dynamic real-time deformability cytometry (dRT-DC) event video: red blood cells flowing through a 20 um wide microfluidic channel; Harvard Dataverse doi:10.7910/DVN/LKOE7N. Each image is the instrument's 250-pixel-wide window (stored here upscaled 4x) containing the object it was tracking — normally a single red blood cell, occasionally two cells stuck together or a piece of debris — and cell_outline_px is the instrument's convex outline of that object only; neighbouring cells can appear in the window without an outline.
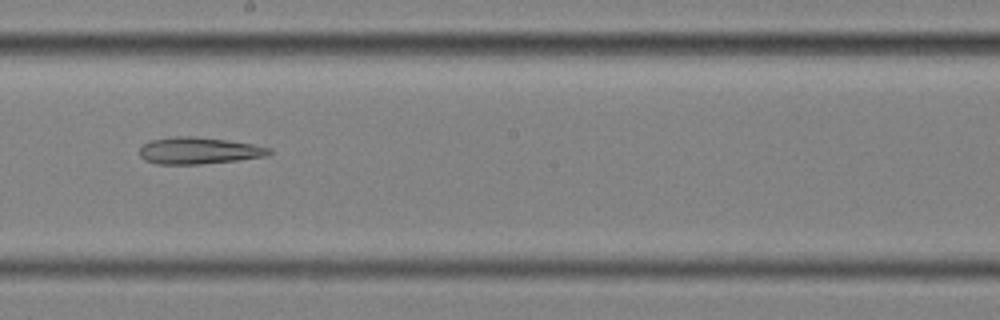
{"species": "common noctule bat (a hibernating species)", "species_latin": "Nyctalus noctula", "temperature_condition": "cold", "stored_images_in_passage": 10, "camera_frame_rate_fps": 3000, "um_per_image_px": 0.085, "animal": {"sex": "female", "body_mass_g": 25.1}, "frame": {"image": 1, "passage_image": 9, "time_ms": 2.667, "image_size_px": [1000, 320], "cell_outline_px": [[272, 152], [264, 156], [236, 160], [200, 164], [156, 164], [144, 160], [140, 156], [140, 148], [144, 144], [152, 140], [176, 136], [196, 136], [252, 144], [272, 148]], "centroid_in_image_um": [16.87, 12.81], "position_along_channel_um": 231.3, "area_um2": 20.0}}
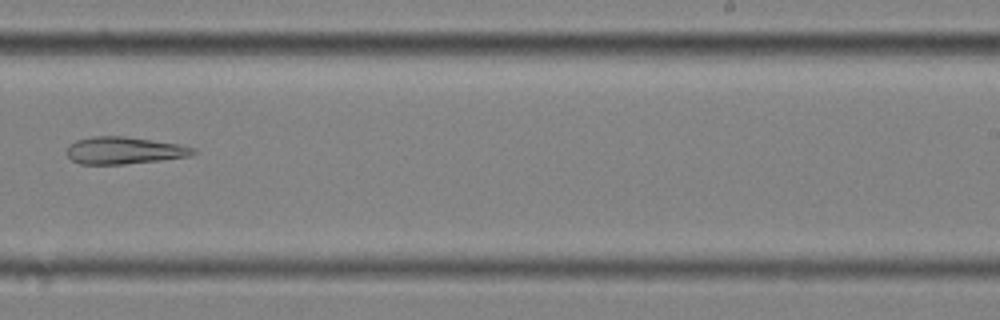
{"frame": {"image": 2, "passage_image": 10, "time_ms": 3.0, "image_size_px": [1000, 320], "cell_outline_px": [[196, 152], [188, 156], [124, 164], [80, 164], [72, 160], [68, 156], [68, 148], [76, 140], [92, 136], [124, 136], [176, 144], [196, 148]], "centroid_in_image_um": [10.52, 12.78], "position_along_channel_um": 278.5, "area_um2": 19.54}}